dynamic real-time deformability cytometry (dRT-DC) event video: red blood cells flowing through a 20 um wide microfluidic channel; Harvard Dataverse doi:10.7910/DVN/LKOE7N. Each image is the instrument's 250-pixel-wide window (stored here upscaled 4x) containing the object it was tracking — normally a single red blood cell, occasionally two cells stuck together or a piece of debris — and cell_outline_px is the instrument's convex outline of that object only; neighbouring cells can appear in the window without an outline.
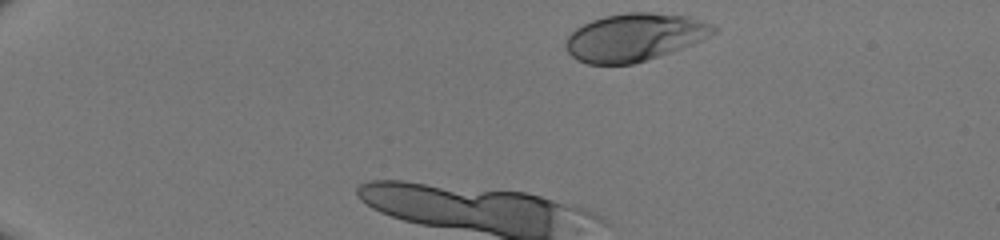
{"species": "human", "species_latin": "Homo sapiens", "temperature_condition": "room temperature", "stored_images_in_passage": 6, "camera_frame_rate_fps": 3000, "um_per_image_px": 0.085, "donor": {"sex": "male"}, "frame": {"image": 1, "passage_image": 1, "time_ms": 0.0, "image_size_px": [1000, 240], "cell_outline_px": [[720, 28], [716, 32], [692, 44], [632, 64], [588, 64], [576, 60], [568, 52], [564, 44], [564, 40], [576, 28], [592, 20], [604, 16], [628, 12], [652, 12], [688, 16], [712, 24]], "centroid_in_image_um": [53.91, 3.15], "position_along_channel_um": 31.1, "area_um2": 40.81}}